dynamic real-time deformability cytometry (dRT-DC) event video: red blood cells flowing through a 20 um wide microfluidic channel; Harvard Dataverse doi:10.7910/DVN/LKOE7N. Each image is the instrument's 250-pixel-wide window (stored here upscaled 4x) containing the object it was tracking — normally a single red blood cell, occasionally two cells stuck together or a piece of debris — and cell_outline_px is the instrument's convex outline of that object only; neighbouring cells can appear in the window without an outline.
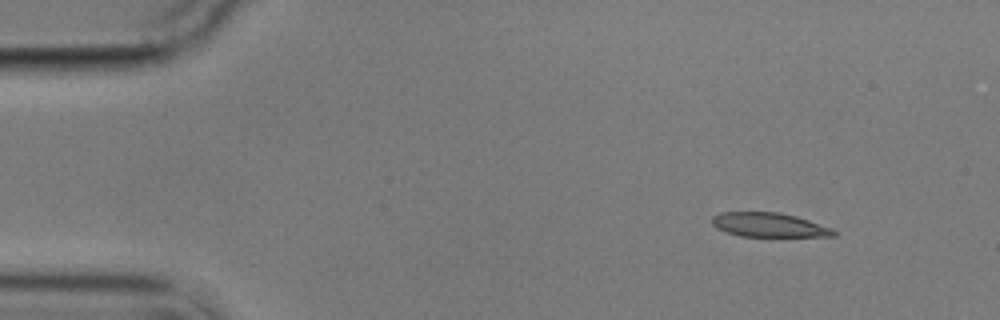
{"species": "common noctule bat (a hibernating species)", "species_latin": "Nyctalus noctula", "temperature_condition": "cold", "stored_images_in_passage": 8, "camera_frame_rate_fps": 3000, "um_per_image_px": 0.085, "animal": {"sex": "male", "body_mass_g": 17.9}, "frame": {"image": 1, "passage_image": 1, "time_ms": 0.0, "image_size_px": [1000, 320], "cell_outline_px": [[836, 236], [740, 236], [716, 228], [712, 224], [712, 216], [720, 212], [776, 212], [796, 216], [832, 228], [836, 232]], "centroid_in_image_um": [65.34, 19.11], "position_along_channel_um": 19.7, "area_um2": 16.99}}
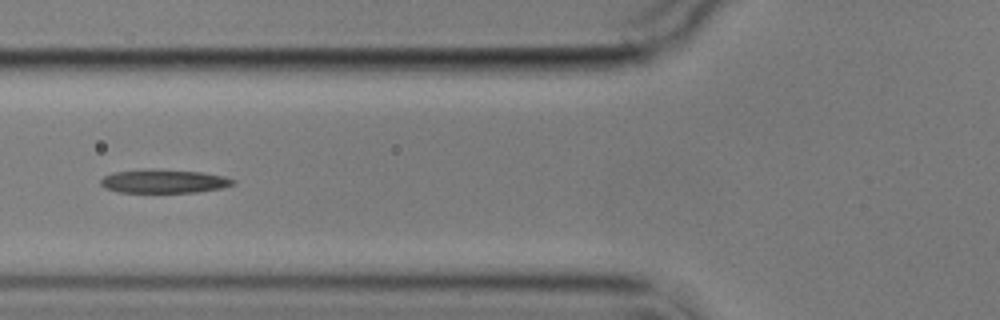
{"frame": {"image": 2, "passage_image": 5, "time_ms": 5.0, "image_size_px": [1000, 320], "cell_outline_px": [[236, 184], [220, 188], [196, 192], [116, 192], [104, 188], [100, 184], [100, 180], [104, 176], [112, 172], [200, 172], [224, 176], [236, 180]], "centroid_in_image_um": [13.95, 15.46], "position_along_channel_um": 111.8, "area_um2": 17.11}}
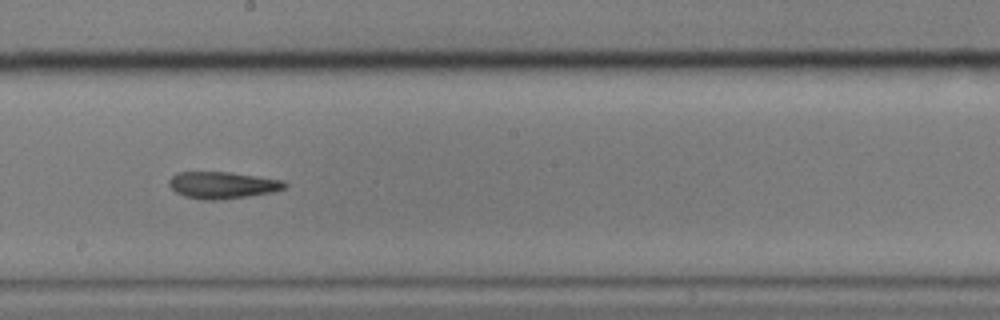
{"frame": {"image": 3, "passage_image": 8, "time_ms": 8.333, "image_size_px": [1000, 320], "cell_outline_px": [[288, 184], [284, 188], [272, 192], [248, 196], [220, 200], [204, 200], [184, 196], [176, 192], [168, 184], [168, 180], [176, 172], [232, 172], [280, 180]], "centroid_in_image_um": [18.87, 15.73], "position_along_channel_um": 229.3, "area_um2": 18.03}}